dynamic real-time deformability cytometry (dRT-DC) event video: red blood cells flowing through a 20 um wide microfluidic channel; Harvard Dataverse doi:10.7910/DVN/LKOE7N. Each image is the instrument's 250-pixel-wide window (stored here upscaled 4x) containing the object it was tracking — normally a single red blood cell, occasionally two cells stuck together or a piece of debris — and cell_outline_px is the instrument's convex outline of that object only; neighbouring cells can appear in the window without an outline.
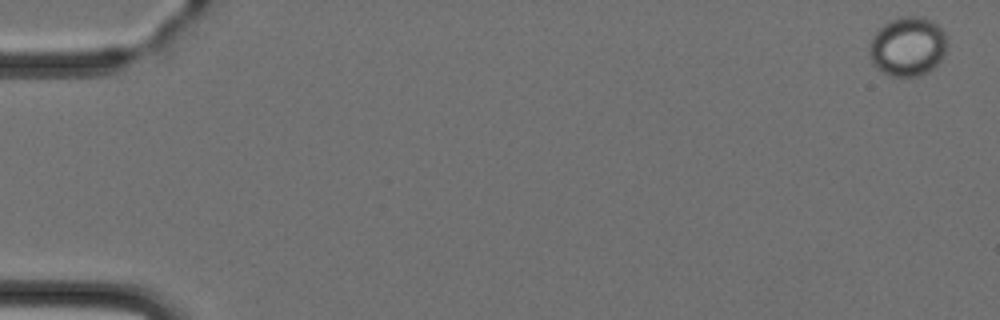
{"species": "Egyptian fruit bat (a non-hibernating species)", "species_latin": "Rousettus aegyptiacus", "temperature_condition": "cold", "stored_images_in_passage": 4, "camera_frame_rate_fps": 3000, "um_per_image_px": 0.085, "animal": {"sex": "female"}, "frame": {"image": 1, "passage_image": 1, "time_ms": 0.0, "image_size_px": [1000, 320], "cell_outline_px": [[948, 44], [940, 60], [928, 72], [920, 76], [892, 76], [876, 68], [872, 64], [868, 52], [868, 44], [872, 36], [888, 20], [900, 16], [920, 16], [936, 24], [944, 32]], "centroid_in_image_um": [77.11, 3.94], "position_along_channel_um": 7.9, "area_um2": 26.99}}